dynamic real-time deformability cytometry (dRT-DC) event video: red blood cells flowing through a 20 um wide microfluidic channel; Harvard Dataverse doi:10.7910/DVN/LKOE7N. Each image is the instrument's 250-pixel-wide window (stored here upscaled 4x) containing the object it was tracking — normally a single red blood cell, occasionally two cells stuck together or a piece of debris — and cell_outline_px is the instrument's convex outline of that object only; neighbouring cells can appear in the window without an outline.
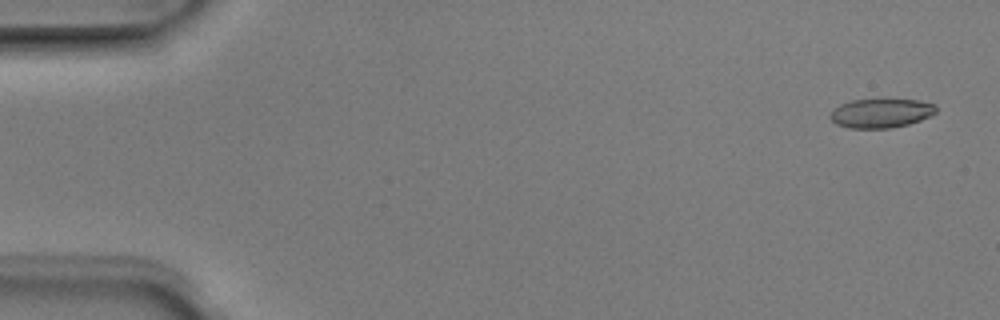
{"species": "Egyptian fruit bat (a non-hibernating species)", "species_latin": "Rousettus aegyptiacus", "temperature_condition": "room temperature", "stored_images_in_passage": 5, "camera_frame_rate_fps": 3000, "um_per_image_px": 0.085, "animal": {"sex": "male"}, "frame": {"image": 1, "passage_image": 1, "time_ms": 0.0, "image_size_px": [1000, 320], "cell_outline_px": [[936, 112], [932, 116], [908, 124], [892, 128], [848, 128], [836, 124], [828, 116], [840, 104], [852, 100], [916, 100], [936, 104]], "centroid_in_image_um": [74.9, 9.63], "position_along_channel_um": 10.1, "area_um2": 17.86}}
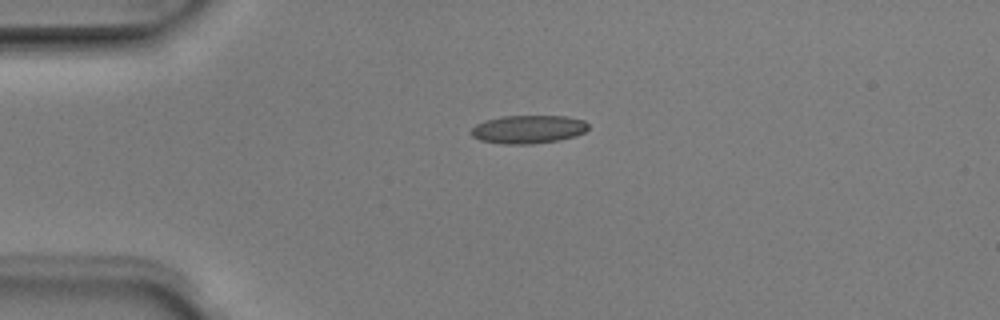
{"frame": {"image": 2, "passage_image": 4, "time_ms": 1.0, "image_size_px": [1000, 320], "cell_outline_px": [[588, 128], [584, 132], [576, 136], [556, 140], [532, 144], [500, 144], [480, 140], [472, 136], [472, 128], [476, 124], [484, 120], [500, 116], [564, 116], [584, 120], [588, 124]], "centroid_in_image_um": [44.88, 10.99], "position_along_channel_um": 40.1, "area_um2": 19.31}}